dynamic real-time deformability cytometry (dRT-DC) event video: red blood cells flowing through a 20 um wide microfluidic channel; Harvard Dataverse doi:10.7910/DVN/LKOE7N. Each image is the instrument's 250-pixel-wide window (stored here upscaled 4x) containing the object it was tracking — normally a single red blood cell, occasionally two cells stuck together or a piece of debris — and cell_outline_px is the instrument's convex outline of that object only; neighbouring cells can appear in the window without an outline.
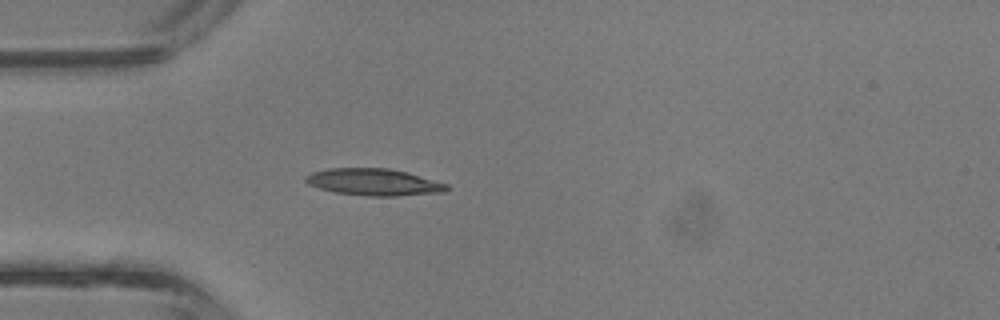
{"species": "common noctule bat (a hibernating species)", "species_latin": "Nyctalus noctula", "temperature_condition": "room temperature", "stored_images_in_passage": 1, "camera_frame_rate_fps": 3000, "um_per_image_px": 0.085, "animal": {"sex": "male", "body_mass_g": 13.3}, "frame": {"image": 1, "passage_image": 1, "time_ms": 0.0, "image_size_px": [1000, 320], "cell_outline_px": [[452, 188], [444, 192], [396, 196], [368, 196], [336, 192], [320, 188], [308, 184], [304, 180], [304, 176], [312, 172], [328, 168], [388, 168], [408, 172], [448, 184]], "centroid_in_image_um": [31.8, 15.47], "position_along_channel_um": 53.2, "area_um2": 22.2}}